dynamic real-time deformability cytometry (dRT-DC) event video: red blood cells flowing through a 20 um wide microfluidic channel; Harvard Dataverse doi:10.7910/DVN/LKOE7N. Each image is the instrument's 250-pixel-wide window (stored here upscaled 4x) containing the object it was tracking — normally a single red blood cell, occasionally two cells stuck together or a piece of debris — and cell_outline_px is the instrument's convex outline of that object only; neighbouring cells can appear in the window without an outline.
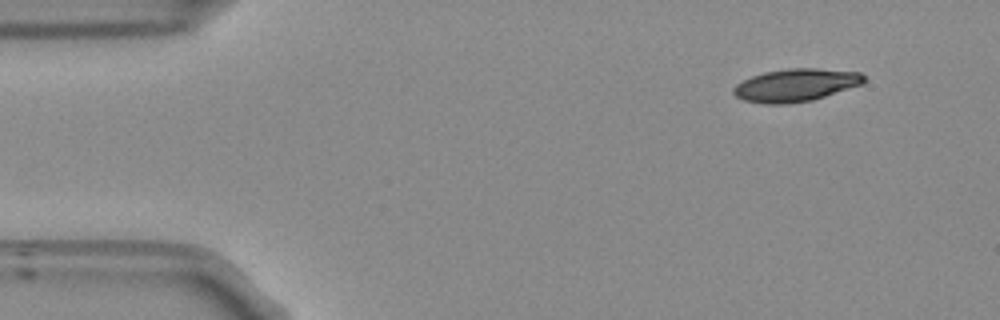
{"species": "Egyptian fruit bat (a non-hibernating species)", "species_latin": "Rousettus aegyptiacus", "temperature_condition": "room temperature", "stored_images_in_passage": 49, "camera_frame_rate_fps": 3000, "um_per_image_px": 0.085, "frame": {"image": 1, "passage_image": 1, "time_ms": 0.0, "image_size_px": [1000, 320], "cell_outline_px": [[864, 80], [860, 84], [812, 100], [788, 104], [764, 104], [744, 100], [736, 96], [732, 92], [732, 88], [736, 84], [752, 76], [764, 72], [788, 68], [816, 68], [860, 72], [864, 76]], "centroid_in_image_um": [67.58, 7.23], "position_along_channel_um": 17.4, "area_um2": 24.68}}
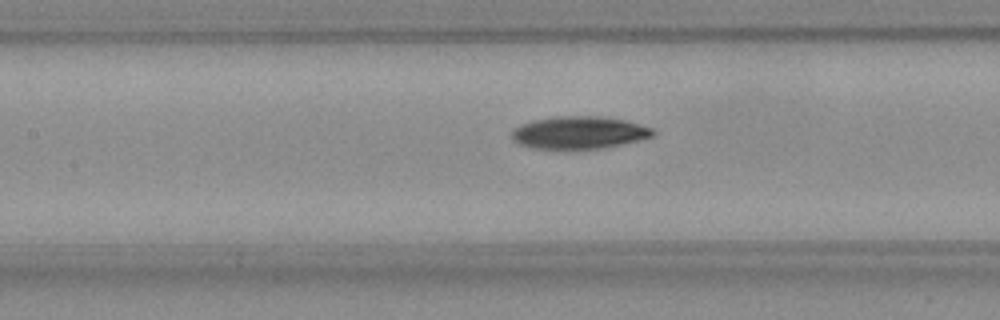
{"frame": {"image": 2, "passage_image": 19, "time_ms": 6.0, "image_size_px": [1000, 320], "cell_outline_px": [[656, 132], [652, 136], [620, 144], [600, 148], [532, 148], [520, 144], [512, 140], [512, 128], [520, 124], [532, 120], [556, 116], [600, 116], [628, 120], [656, 128]], "centroid_in_image_um": [49.23, 11.24], "position_along_channel_um": 158.2, "area_um2": 26.76}}
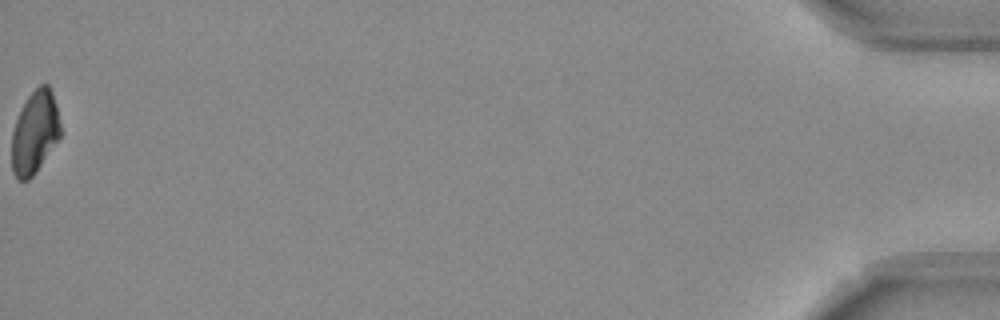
{"frame": {"image": 3, "passage_image": 49, "time_ms": 16.0, "image_size_px": [1000, 320], "cell_outline_px": [[64, 132], [36, 172], [28, 180], [20, 180], [12, 172], [12, 132], [16, 120], [28, 96], [40, 84], [48, 84], [52, 92], [56, 104]], "centroid_in_image_um": [3.0, 11.25], "position_along_channel_um": 432.2, "area_um2": 23.64}, "authors_computed_cell_mechanics": {"area_um2": 26.1256, "velocity_mm_per_s": 3.8065, "shape_relaxation_time_tau1_ms": 8.05, "shape_relaxation_time_tau2_ms": null, "deformation_change_tau1": 0.2017, "deformation_change_tau2": null}}